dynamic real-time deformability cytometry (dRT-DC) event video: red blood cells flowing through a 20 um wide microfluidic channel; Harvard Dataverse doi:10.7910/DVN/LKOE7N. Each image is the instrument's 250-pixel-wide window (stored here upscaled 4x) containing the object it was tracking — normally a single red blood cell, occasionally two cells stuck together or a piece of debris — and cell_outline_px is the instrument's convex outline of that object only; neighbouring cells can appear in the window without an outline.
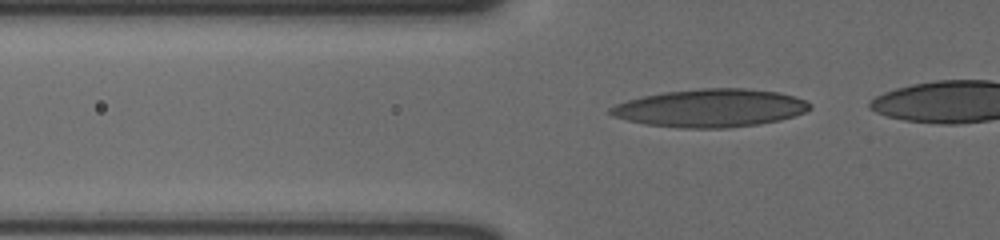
{"species": "human", "species_latin": "Homo sapiens", "temperature_condition": "cold", "stored_images_in_passage": 19, "segment_of_instrument_passage": [1, 2], "camera_frame_rate_fps": 3000, "um_per_image_px": 0.085, "donor": {"sex": "male"}, "frame": {"image": 1, "passage_image": 10, "time_ms": 3.0, "image_size_px": [1000, 240], "cell_outline_px": [[812, 108], [804, 112], [780, 120], [756, 124], [728, 128], [680, 128], [644, 124], [612, 116], [608, 112], [608, 108], [616, 104], [628, 100], [644, 96], [664, 92], [700, 88], [744, 88], [780, 92], [804, 100], [812, 104]], "centroid_in_image_um": [60.37, 9.18], "position_along_channel_um": 65.4, "area_um2": 44.1}}
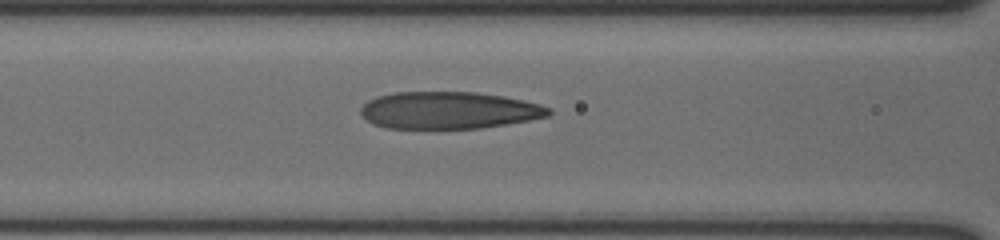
{"frame": {"image": 2, "passage_image": 15, "time_ms": 4.667, "image_size_px": [1000, 240], "cell_outline_px": [[552, 112], [548, 116], [508, 124], [480, 128], [384, 128], [372, 124], [360, 112], [360, 108], [368, 100], [376, 96], [396, 92], [476, 92], [504, 96], [524, 100], [540, 104], [552, 108]], "centroid_in_image_um": [38.16, 9.37], "position_along_channel_um": 128.4, "area_um2": 40.81}}